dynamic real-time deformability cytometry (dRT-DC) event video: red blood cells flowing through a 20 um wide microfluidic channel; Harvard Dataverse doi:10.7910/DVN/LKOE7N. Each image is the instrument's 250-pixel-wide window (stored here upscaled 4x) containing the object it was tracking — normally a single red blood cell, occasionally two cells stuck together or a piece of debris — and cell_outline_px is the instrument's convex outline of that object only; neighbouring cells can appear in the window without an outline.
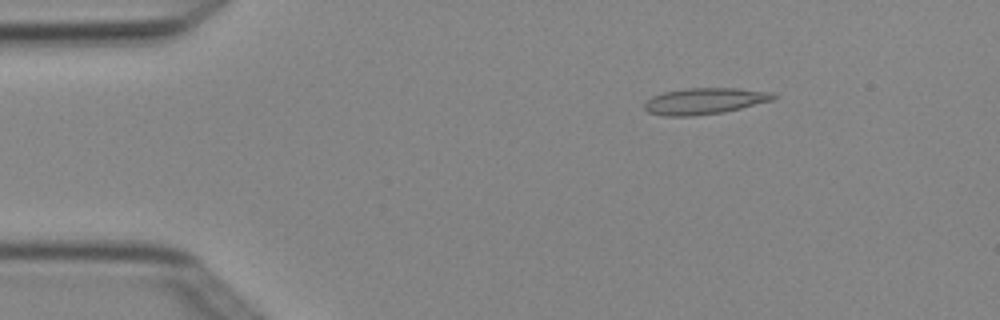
{"species": "Egyptian fruit bat (a non-hibernating species)", "species_latin": "Rousettus aegyptiacus", "temperature_condition": "cold", "stored_images_in_passage": 4, "camera_frame_rate_fps": 3000, "um_per_image_px": 0.085, "animal": {"sex": "female"}, "frame": {"image": 1, "passage_image": 2, "time_ms": 0.333, "image_size_px": [1000, 320], "cell_outline_px": [[780, 96], [772, 100], [724, 112], [692, 116], [664, 116], [648, 112], [644, 108], [644, 104], [652, 96], [664, 92], [684, 88], [736, 88], [772, 92]], "centroid_in_image_um": [59.89, 8.58], "position_along_channel_um": 25.1, "area_um2": 19.77}}
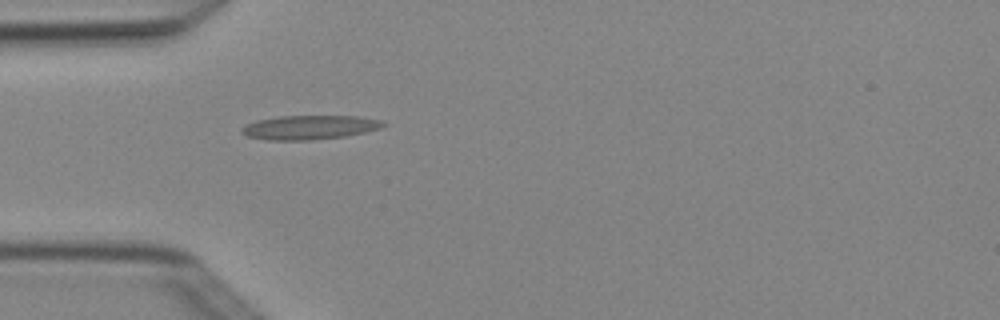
{"frame": {"image": 2, "passage_image": 4, "time_ms": 1.0, "image_size_px": [1000, 320], "cell_outline_px": [[384, 124], [380, 128], [364, 132], [344, 136], [312, 140], [268, 140], [248, 136], [240, 132], [240, 128], [256, 120], [280, 116], [356, 116], [384, 120]], "centroid_in_image_um": [26.29, 10.82], "position_along_channel_um": 58.7, "area_um2": 19.77}}